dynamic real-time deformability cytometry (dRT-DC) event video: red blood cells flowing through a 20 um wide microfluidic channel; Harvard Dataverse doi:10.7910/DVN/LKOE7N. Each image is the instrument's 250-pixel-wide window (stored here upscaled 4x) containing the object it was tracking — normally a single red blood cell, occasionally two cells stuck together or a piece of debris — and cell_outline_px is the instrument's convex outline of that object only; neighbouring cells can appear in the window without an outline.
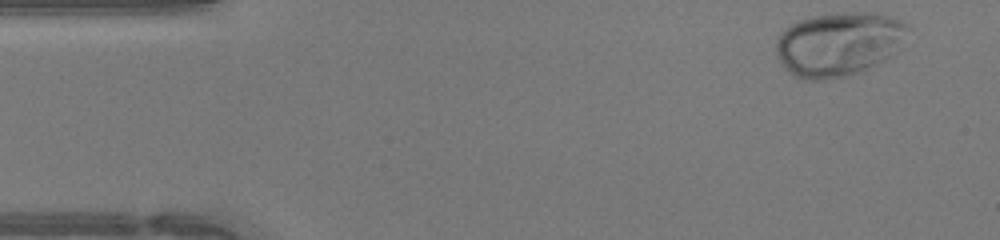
{"species": "human", "species_latin": "Homo sapiens", "temperature_condition": "warm", "stored_images_in_passage": 38, "camera_frame_rate_fps": 3000, "um_per_image_px": 0.085, "donor": {"sex": "female"}, "frame": {"image": 1, "passage_image": 1, "time_ms": 0.0, "image_size_px": [1000, 240], "cell_outline_px": [[908, 28], [896, 52], [884, 60], [876, 64], [848, 76], [824, 80], [804, 80], [788, 72], [780, 64], [776, 56], [776, 40], [780, 32], [784, 28], [796, 20], [812, 16], [848, 12], [880, 12], [892, 16], [900, 20]], "centroid_in_image_um": [71.23, 3.73], "position_along_channel_um": 13.8, "area_um2": 49.48}}
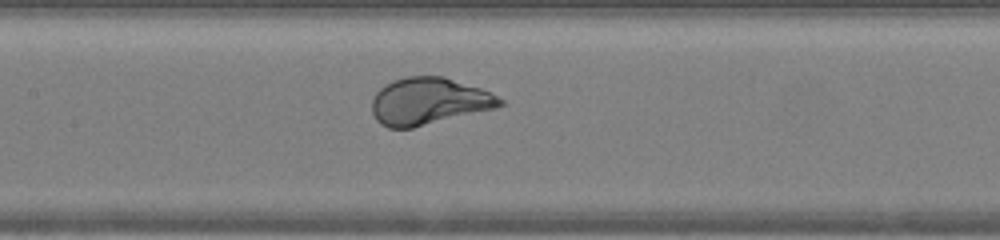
{"frame": {"image": 2, "passage_image": 19, "time_ms": 6.0, "image_size_px": [1000, 240], "cell_outline_px": [[504, 104], [496, 108], [412, 128], [388, 128], [380, 124], [376, 120], [372, 112], [372, 100], [376, 92], [384, 84], [392, 80], [408, 76], [444, 76], [480, 88], [504, 100]], "centroid_in_image_um": [36.41, 8.6], "position_along_channel_um": 171.0, "area_um2": 35.08}}
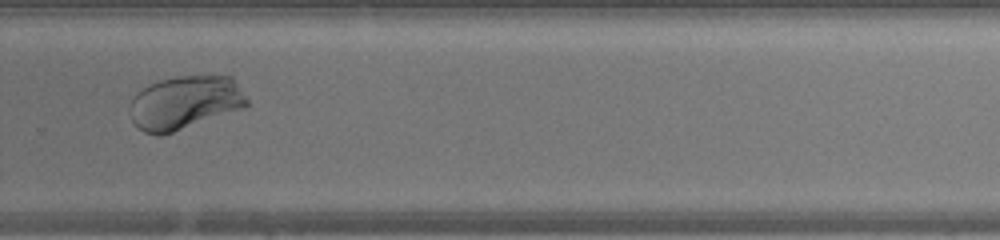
{"frame": {"image": 3, "passage_image": 29, "time_ms": 9.333, "image_size_px": [1000, 240], "cell_outline_px": [[248, 104], [244, 108], [160, 136], [156, 136], [144, 132], [132, 120], [128, 112], [128, 108], [132, 96], [136, 92], [148, 84], [160, 80], [176, 76], [232, 76], [248, 100]], "centroid_in_image_um": [15.67, 8.72], "position_along_channel_um": 314.1, "area_um2": 36.59}, "authors_computed_cell_mechanics": {"area_um2": 36.7608, "velocity_mm_per_s": 4.3062, "shape_relaxation_time_tau1_ms": 2.1834, "shape_relaxation_time_tau2_ms": null, "deformation_change_tau1": 0.1493, "deformation_change_tau2": null}}